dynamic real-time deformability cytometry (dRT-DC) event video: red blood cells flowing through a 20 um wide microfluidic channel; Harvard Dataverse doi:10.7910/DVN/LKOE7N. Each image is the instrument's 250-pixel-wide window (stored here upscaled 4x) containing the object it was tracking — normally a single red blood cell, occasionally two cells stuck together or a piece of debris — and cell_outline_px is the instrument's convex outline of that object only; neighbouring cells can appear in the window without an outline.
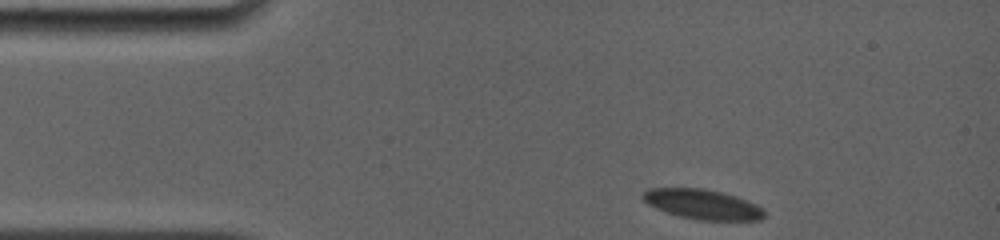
{"species": "common noctule bat (a hibernating species)", "species_latin": "Nyctalus noctula", "temperature_condition": "room temperature", "stored_images_in_passage": 19, "camera_frame_rate_fps": 4000, "um_per_image_px": 0.085, "animal": {"sex": "female", "body_mass_g": 19.0, "forearm_length_mm": 56.7}, "frame": {"image": 1, "passage_image": 1, "time_ms": 0.0, "image_size_px": [1000, 240], "cell_outline_px": [[764, 216], [760, 220], [700, 220], [680, 216], [656, 208], [648, 204], [644, 200], [644, 192], [648, 188], [704, 188], [736, 196], [756, 204], [764, 212]], "centroid_in_image_um": [59.72, 17.36], "position_along_channel_um": 25.3, "area_um2": 20.81}}
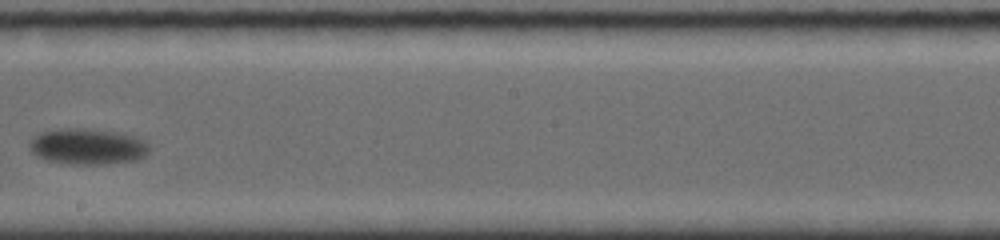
{"frame": {"image": 2, "passage_image": 11, "time_ms": 8.0, "image_size_px": [1000, 240], "cell_outline_px": [[148, 148], [144, 156], [136, 160], [104, 164], [72, 164], [48, 160], [36, 156], [32, 152], [28, 144], [40, 132], [68, 128], [88, 128], [116, 132], [132, 136], [148, 144]], "centroid_in_image_um": [7.41, 12.45], "position_along_channel_um": 240.8, "area_um2": 24.68}}
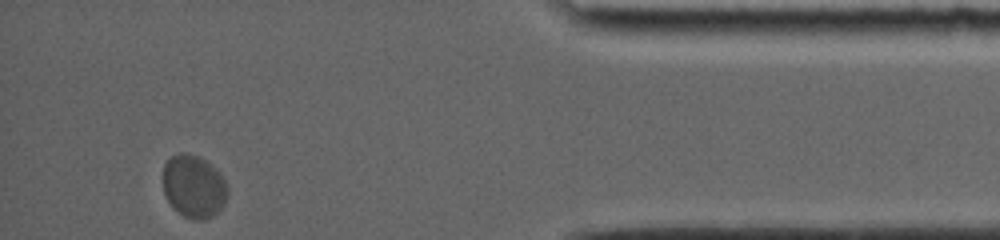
{"frame": {"image": 3, "passage_image": 19, "time_ms": 14.25, "image_size_px": [1000, 240], "cell_outline_px": [[228, 196], [224, 204], [212, 216], [204, 220], [196, 220], [184, 216], [172, 208], [164, 192], [164, 164], [172, 156], [180, 152], [184, 152], [196, 156], [204, 160], [216, 168], [220, 172], [228, 184]], "centroid_in_image_um": [16.5, 15.85], "position_along_channel_um": 418.7, "area_um2": 23.7}, "authors_computed_cell_mechanics": {"area_um2": 23.698, "velocity_mm_per_s": 3.4057, "shape_relaxation_time_tau1_ms": 3.8374, "shape_relaxation_time_tau2_ms": null, "deformation_change_tau1": 0.0528, "deformation_change_tau2": null}}